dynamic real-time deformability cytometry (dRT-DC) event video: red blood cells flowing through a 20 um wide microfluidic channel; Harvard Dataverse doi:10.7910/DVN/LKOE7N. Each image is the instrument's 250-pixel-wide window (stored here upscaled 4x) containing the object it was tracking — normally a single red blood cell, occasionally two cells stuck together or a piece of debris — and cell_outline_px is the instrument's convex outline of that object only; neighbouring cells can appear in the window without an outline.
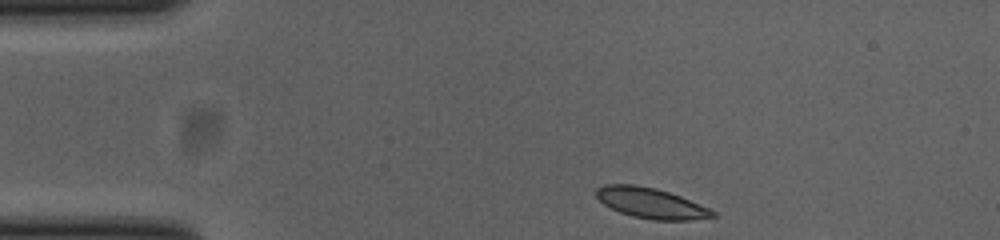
{"species": "common noctule bat (a hibernating species)", "species_latin": "Nyctalus noctula", "temperature_condition": "cold", "stored_images_in_passage": 39, "camera_frame_rate_fps": 3000, "um_per_image_px": 0.085, "animal": {"sex": "female", "body_mass_g": 23.0, "forearm_length_mm": 53.4}, "frame": {"image": 1, "passage_image": 1, "time_ms": 0.0, "image_size_px": [1000, 240], "cell_outline_px": [[716, 216], [692, 220], [652, 220], [632, 216], [620, 212], [604, 204], [596, 196], [596, 188], [604, 184], [636, 184], [656, 188], [680, 196], [708, 208], [716, 212]], "centroid_in_image_um": [55.31, 17.26], "position_along_channel_um": 29.7, "area_um2": 20.58}}
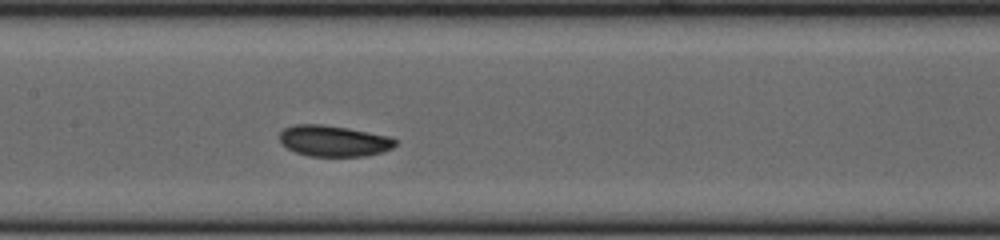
{"frame": {"image": 2, "passage_image": 17, "time_ms": 5.333, "image_size_px": [1000, 240], "cell_outline_px": [[396, 144], [392, 148], [384, 152], [364, 156], [308, 156], [296, 152], [288, 148], [280, 140], [280, 132], [284, 128], [296, 124], [320, 124], [348, 128], [392, 136], [396, 140]], "centroid_in_image_um": [28.41, 11.97], "position_along_channel_um": 179.0, "area_um2": 20.98}}
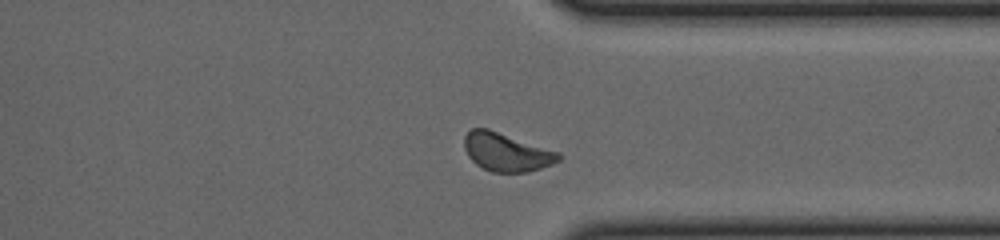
{"frame": {"image": 3, "passage_image": 32, "time_ms": 10.333, "image_size_px": [1000, 240], "cell_outline_px": [[560, 160], [552, 164], [528, 172], [492, 172], [476, 164], [468, 156], [464, 148], [464, 136], [472, 128], [488, 128], [560, 152]], "centroid_in_image_um": [43.04, 12.92], "position_along_channel_um": 368.4, "area_um2": 21.04}, "authors_computed_cell_mechanics": {"area_um2": 20.5768, "velocity_mm_per_s": 3.8125, "shape_relaxation_time_tau1_ms": 2.9653, "shape_relaxation_time_tau2_ms": null, "deformation_change_tau1": 0.0673, "deformation_change_tau2": null}}